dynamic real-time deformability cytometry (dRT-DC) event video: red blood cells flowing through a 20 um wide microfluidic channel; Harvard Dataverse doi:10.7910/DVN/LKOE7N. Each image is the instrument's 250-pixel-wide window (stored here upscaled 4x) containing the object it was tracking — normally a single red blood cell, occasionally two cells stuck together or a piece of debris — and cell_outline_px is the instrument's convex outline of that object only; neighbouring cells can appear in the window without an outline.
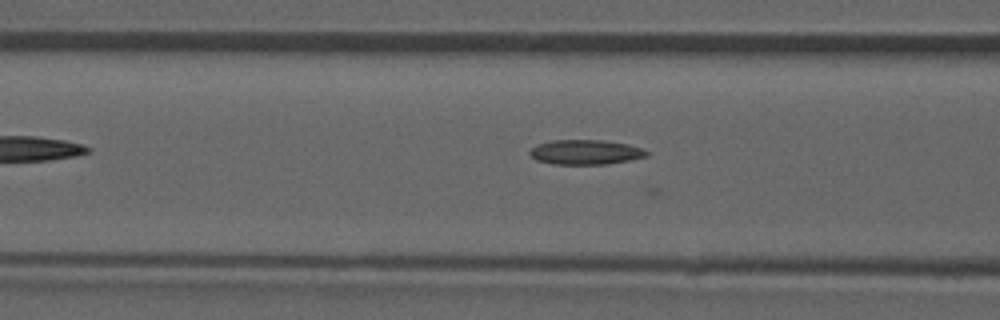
{"species": "common noctule bat (a hibernating species)", "species_latin": "Nyctalus noctula", "temperature_condition": "room temperature", "stored_images_in_passage": 15, "camera_frame_rate_fps": 3000, "um_per_image_px": 0.085, "animal": {"sex": "male", "forearm_length_mm": 52.5}, "frame": {"image": 1, "passage_image": 13, "time_ms": 4.0, "image_size_px": [1000, 320], "cell_outline_px": [[648, 156], [608, 164], [552, 164], [536, 160], [528, 152], [536, 144], [552, 140], [604, 140], [628, 144], [644, 148], [648, 152]], "centroid_in_image_um": [49.77, 12.93], "position_along_channel_um": 116.8, "area_um2": 16.94}}